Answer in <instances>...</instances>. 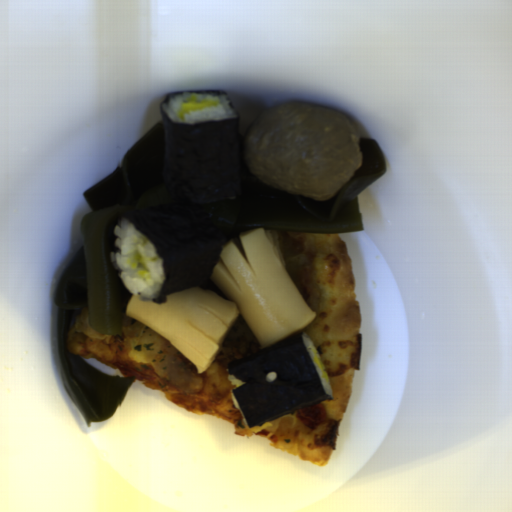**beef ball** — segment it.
<instances>
[{
  "instance_id": "1",
  "label": "beef ball",
  "mask_w": 512,
  "mask_h": 512,
  "mask_svg": "<svg viewBox=\"0 0 512 512\" xmlns=\"http://www.w3.org/2000/svg\"><path fill=\"white\" fill-rule=\"evenodd\" d=\"M242 153L250 173L266 186L312 200L336 196L362 165L360 135L348 118L308 103L259 113Z\"/></svg>"
}]
</instances>
